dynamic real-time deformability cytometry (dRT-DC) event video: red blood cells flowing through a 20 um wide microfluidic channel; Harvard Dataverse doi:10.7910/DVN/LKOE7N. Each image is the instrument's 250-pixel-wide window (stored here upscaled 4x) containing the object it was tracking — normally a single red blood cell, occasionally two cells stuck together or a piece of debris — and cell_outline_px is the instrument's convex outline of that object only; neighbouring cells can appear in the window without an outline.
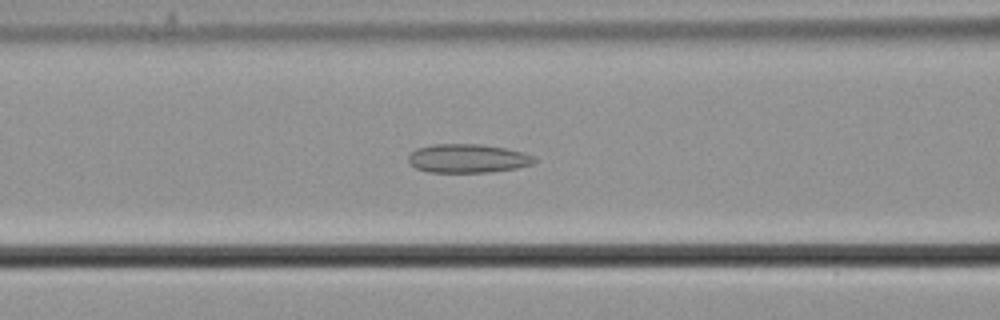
{"species": "common noctule bat (a hibernating species)", "species_latin": "Nyctalus noctula", "temperature_condition": "cold", "stored_images_in_passage": 40, "camera_frame_rate_fps": 3000, "um_per_image_px": 0.085, "animal": {"sex": "male", "body_mass_g": 21.5, "forearm_length_mm": 52.0}, "frame": {"image": 1, "passage_image": 17, "time_ms": 5.333, "image_size_px": [1000, 320], "cell_outline_px": [[536, 160], [532, 164], [516, 168], [492, 172], [428, 172], [416, 168], [408, 160], [408, 156], [416, 148], [432, 144], [480, 144], [504, 148], [536, 156]], "centroid_in_image_um": [39.75, 13.46], "position_along_channel_um": 126.9, "area_um2": 21.04}}
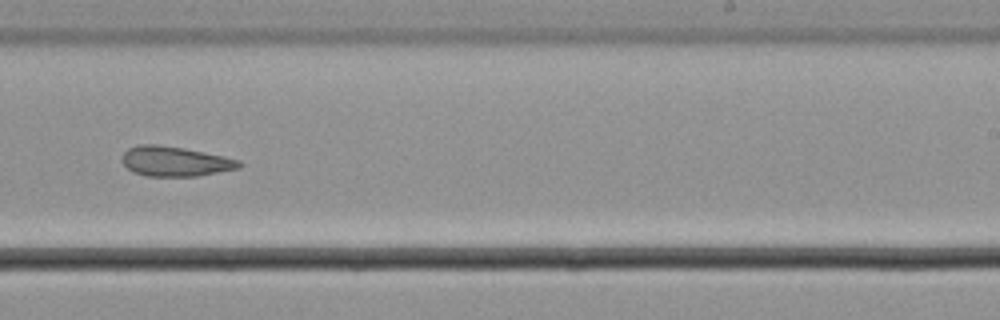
{"frame": {"image": 2, "passage_image": 29, "time_ms": 9.333, "image_size_px": [1000, 320], "cell_outline_px": [[244, 164], [240, 168], [196, 176], [148, 176], [132, 172], [124, 164], [124, 152], [128, 148], [140, 144], [156, 144], [184, 148], [224, 156], [240, 160]], "centroid_in_image_um": [14.92, 13.71], "position_along_channel_um": 274.1, "area_um2": 20.29}}
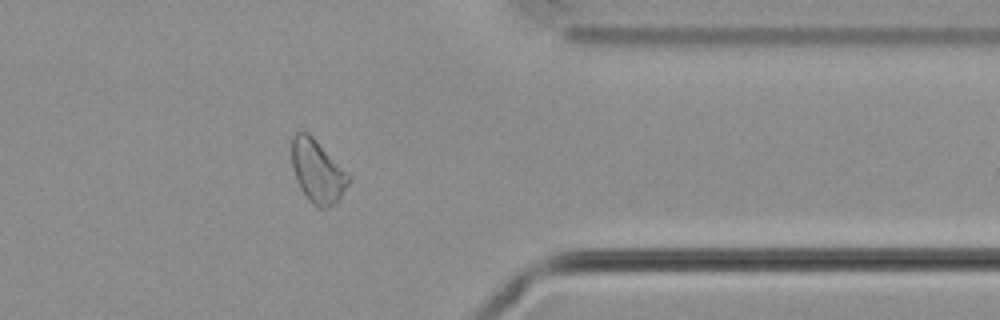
{"frame": {"image": 3, "passage_image": 39, "time_ms": 12.667, "image_size_px": [1000, 320], "cell_outline_px": [[352, 180], [336, 204], [324, 208], [316, 208], [308, 200], [300, 188], [296, 180], [292, 168], [292, 136], [296, 132], [308, 132], [352, 176]], "centroid_in_image_um": [27.01, 14.59], "position_along_channel_um": 384.4, "area_um2": 21.15}}